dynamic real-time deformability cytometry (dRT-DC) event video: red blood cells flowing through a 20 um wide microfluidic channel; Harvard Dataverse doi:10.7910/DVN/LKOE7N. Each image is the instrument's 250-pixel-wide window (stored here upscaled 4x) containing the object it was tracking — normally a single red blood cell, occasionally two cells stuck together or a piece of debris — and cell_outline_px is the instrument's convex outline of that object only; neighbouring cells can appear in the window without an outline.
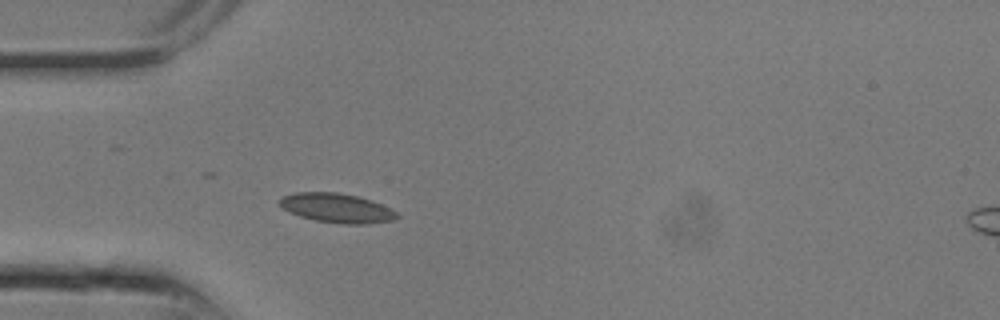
{"species": "common noctule bat (a hibernating species)", "species_latin": "Nyctalus noctula", "temperature_condition": "room temperature", "stored_images_in_passage": 8, "camera_frame_rate_fps": 3000, "um_per_image_px": 0.085, "animal": {"sex": "male", "body_mass_g": 13.3}, "frame": {"image": 1, "passage_image": 5, "time_ms": 1.333, "image_size_px": [1000, 320], "cell_outline_px": [[400, 216], [392, 220], [368, 224], [344, 224], [316, 220], [300, 216], [288, 212], [280, 204], [280, 196], [296, 192], [336, 192], [356, 196], [372, 200], [396, 212]], "centroid_in_image_um": [28.61, 17.68], "position_along_channel_um": 56.4, "area_um2": 19.88}}
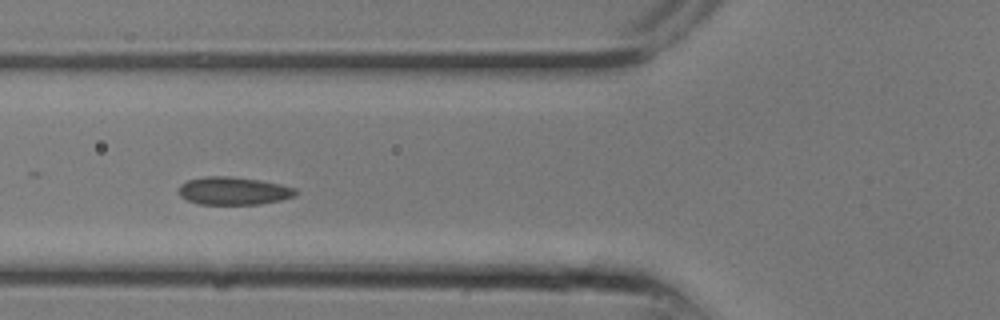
{"frame": {"image": 2, "passage_image": 7, "time_ms": 2.0, "image_size_px": [1000, 320], "cell_outline_px": [[300, 192], [296, 196], [280, 200], [260, 204], [196, 204], [180, 196], [176, 192], [180, 184], [188, 180], [204, 176], [228, 176], [260, 180], [280, 184], [296, 188]], "centroid_in_image_um": [19.84, 16.22], "position_along_channel_um": 106.0, "area_um2": 19.25}}